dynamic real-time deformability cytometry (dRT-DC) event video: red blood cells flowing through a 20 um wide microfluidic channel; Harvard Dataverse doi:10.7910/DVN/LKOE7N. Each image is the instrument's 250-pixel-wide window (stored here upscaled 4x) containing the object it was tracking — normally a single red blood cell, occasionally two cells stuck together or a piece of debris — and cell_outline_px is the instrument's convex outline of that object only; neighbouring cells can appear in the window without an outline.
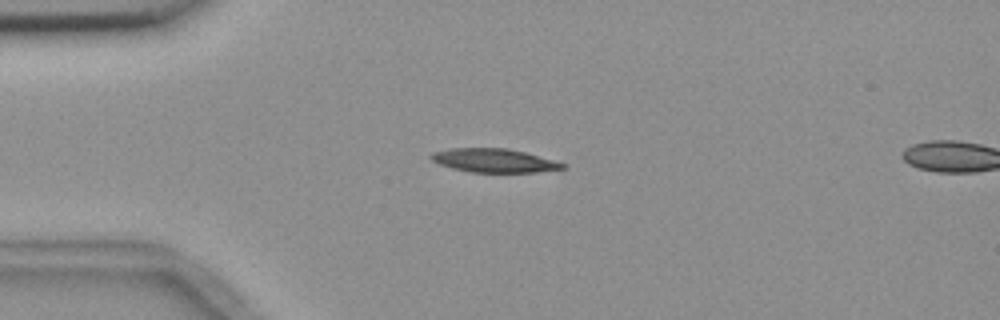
{"species": "common noctule bat (a hibernating species)", "species_latin": "Nyctalus noctula", "temperature_condition": "room temperature", "stored_images_in_passage": 4, "camera_frame_rate_fps": 3000, "um_per_image_px": 0.085, "animal": {"sex": "female", "body_mass_g": 18.4}, "frame": {"image": 1, "passage_image": 3, "time_ms": 4.333, "image_size_px": [1000, 320], "cell_outline_px": [[564, 168], [536, 172], [468, 172], [452, 168], [440, 164], [432, 160], [428, 156], [432, 152], [452, 148], [508, 148], [524, 152], [564, 164]], "centroid_in_image_um": [41.9, 13.64], "position_along_channel_um": 43.1, "area_um2": 17.86}}